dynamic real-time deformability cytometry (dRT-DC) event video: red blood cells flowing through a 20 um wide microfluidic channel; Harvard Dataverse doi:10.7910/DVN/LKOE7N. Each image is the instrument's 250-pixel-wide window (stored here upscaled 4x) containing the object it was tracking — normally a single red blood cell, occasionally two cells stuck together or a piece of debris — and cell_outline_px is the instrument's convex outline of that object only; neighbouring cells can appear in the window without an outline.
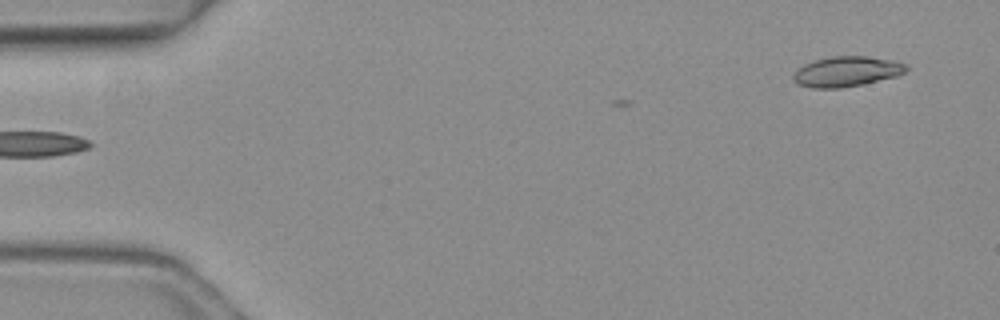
{"species": "common noctule bat (a hibernating species)", "species_latin": "Nyctalus noctula", "temperature_condition": "warm", "stored_images_in_passage": 3, "camera_frame_rate_fps": 3000, "um_per_image_px": 0.085, "animal": {"sex": "female", "body_mass_g": 19.3, "forearm_length_mm": 54.1}, "frame": {"image": 1, "passage_image": 3, "time_ms": 0.667, "image_size_px": [1000, 320], "cell_outline_px": [[908, 68], [904, 72], [896, 76], [860, 84], [840, 88], [812, 88], [800, 84], [792, 80], [792, 76], [804, 64], [812, 60], [832, 56], [868, 56], [892, 60], [908, 64]], "centroid_in_image_um": [71.96, 6.06], "position_along_channel_um": 13.0, "area_um2": 19.71}}